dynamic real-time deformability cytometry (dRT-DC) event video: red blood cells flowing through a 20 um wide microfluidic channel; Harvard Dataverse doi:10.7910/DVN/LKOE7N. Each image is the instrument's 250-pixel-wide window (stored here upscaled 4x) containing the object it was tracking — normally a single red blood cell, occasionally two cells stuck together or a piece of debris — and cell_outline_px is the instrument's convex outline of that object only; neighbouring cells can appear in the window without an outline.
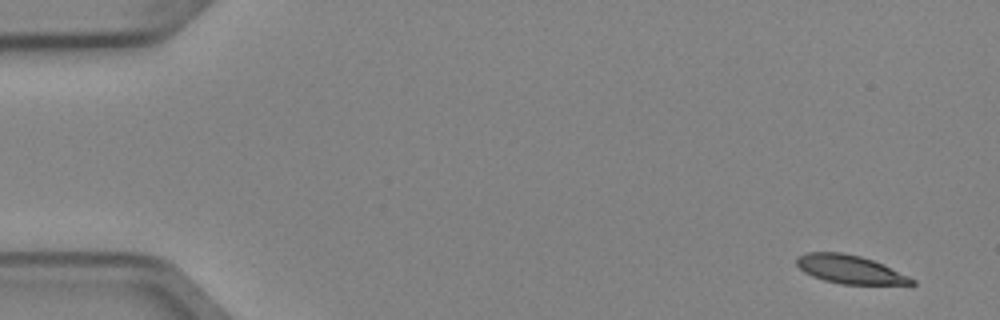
{"species": "Egyptian fruit bat (a non-hibernating species)", "species_latin": "Rousettus aegyptiacus", "temperature_condition": "cold", "stored_images_in_passage": 5, "camera_frame_rate_fps": 3000, "um_per_image_px": 0.085, "animal": {"sex": "female"}, "frame": {"image": 1, "passage_image": 1, "time_ms": 0.0, "image_size_px": [1000, 320], "cell_outline_px": [[916, 284], [840, 284], [824, 280], [812, 276], [804, 272], [796, 264], [796, 256], [808, 252], [844, 252], [860, 256], [872, 260], [908, 276], [916, 280]], "centroid_in_image_um": [72.19, 22.89], "position_along_channel_um": 12.8, "area_um2": 18.9}}
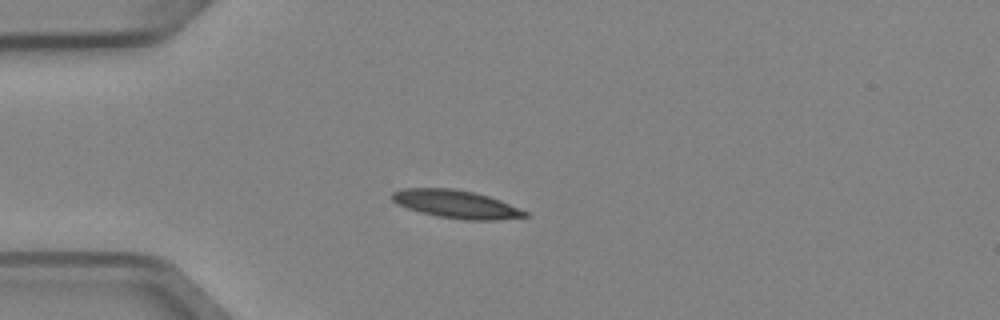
{"frame": {"image": 2, "passage_image": 4, "time_ms": 1.0, "image_size_px": [1000, 320], "cell_outline_px": [[528, 216], [496, 220], [468, 220], [440, 216], [420, 212], [396, 204], [392, 200], [392, 192], [404, 188], [452, 188], [476, 192], [500, 200], [528, 212]], "centroid_in_image_um": [38.76, 17.34], "position_along_channel_um": 46.2, "area_um2": 21.56}}